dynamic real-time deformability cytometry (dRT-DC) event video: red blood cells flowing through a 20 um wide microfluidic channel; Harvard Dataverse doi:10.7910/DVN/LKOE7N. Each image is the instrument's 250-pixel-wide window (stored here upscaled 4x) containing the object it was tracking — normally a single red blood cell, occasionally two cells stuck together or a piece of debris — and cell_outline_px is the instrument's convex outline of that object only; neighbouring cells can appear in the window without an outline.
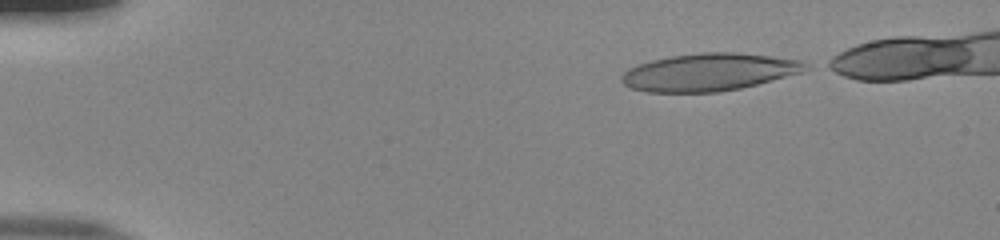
{"species": "human", "species_latin": "Homo sapiens", "temperature_condition": "room temperature", "stored_images_in_passage": 42, "camera_frame_rate_fps": 3000, "um_per_image_px": 0.085, "donor": {"sex": "male"}, "frame": {"image": 1, "passage_image": 1, "time_ms": 0.0, "image_size_px": [1000, 240], "cell_outline_px": [[812, 68], [804, 72], [740, 88], [716, 92], [644, 92], [628, 88], [620, 80], [620, 76], [628, 68], [652, 60], [672, 56], [700, 52], [732, 52], [772, 56], [804, 60], [812, 64]], "centroid_in_image_um": [60.31, 6.13], "position_along_channel_um": 24.7, "area_um2": 40.58}}
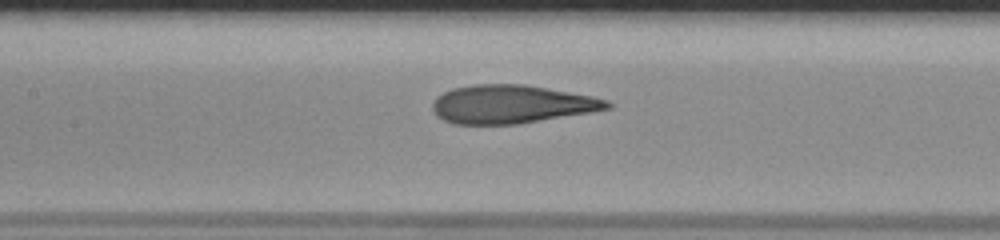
{"frame": {"image": 2, "passage_image": 19, "time_ms": 6.0, "image_size_px": [1000, 240], "cell_outline_px": [[612, 108], [516, 124], [452, 124], [436, 116], [432, 108], [432, 104], [436, 96], [452, 88], [476, 84], [524, 84], [592, 96], [608, 100], [612, 104]], "centroid_in_image_um": [43.43, 8.85], "position_along_channel_um": 164.0, "area_um2": 38.84}}
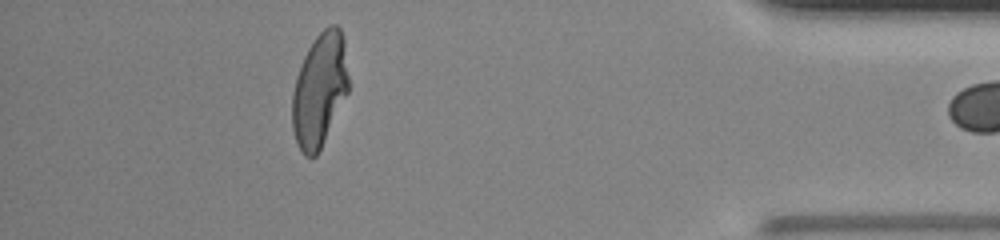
{"frame": {"image": 3, "passage_image": 41, "time_ms": 13.333, "image_size_px": [1000, 240], "cell_outline_px": [[348, 92], [316, 156], [304, 156], [296, 144], [292, 128], [292, 92], [296, 76], [304, 56], [308, 48], [316, 36], [328, 24], [336, 24], [340, 28], [344, 40], [348, 76]], "centroid_in_image_um": [27.14, 7.62], "position_along_channel_um": 408.1, "area_um2": 37.22}}